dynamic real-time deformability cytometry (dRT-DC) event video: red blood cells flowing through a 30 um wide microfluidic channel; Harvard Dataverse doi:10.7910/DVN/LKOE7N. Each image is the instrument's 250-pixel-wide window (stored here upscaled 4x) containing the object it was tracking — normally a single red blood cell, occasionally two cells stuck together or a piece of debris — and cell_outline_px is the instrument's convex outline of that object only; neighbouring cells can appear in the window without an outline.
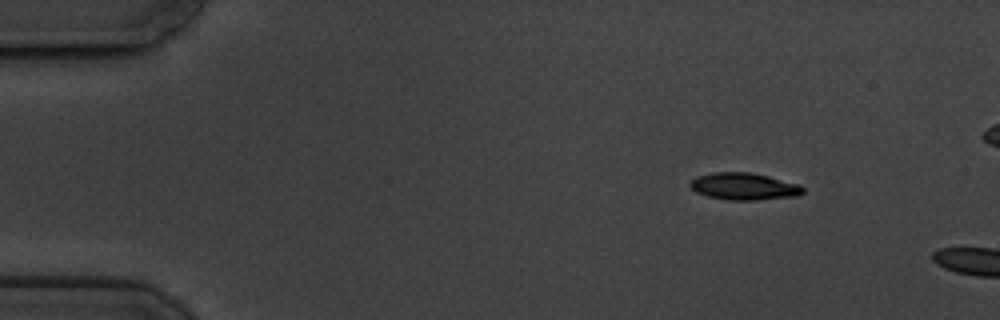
{"species": "common noctule bat (a hibernating species)", "species_latin": "Nyctalus noctula", "temperature_condition": "cold", "stored_images_in_passage": 2, "camera_frame_rate_fps": 3000, "um_per_image_px": 0.085, "animal": {"sex": "male", "body_mass_g": 19.5, "forearm_length_mm": 54.6}, "frame": {"image": 1, "passage_image": 1, "time_ms": 0.0, "image_size_px": [1000, 320], "cell_outline_px": [[804, 192], [800, 196], [756, 200], [728, 200], [708, 196], [696, 192], [688, 184], [696, 176], [712, 172], [752, 172], [800, 184], [804, 188]], "centroid_in_image_um": [63.26, 15.84], "position_along_channel_um": 21.7, "area_um2": 17.98}}